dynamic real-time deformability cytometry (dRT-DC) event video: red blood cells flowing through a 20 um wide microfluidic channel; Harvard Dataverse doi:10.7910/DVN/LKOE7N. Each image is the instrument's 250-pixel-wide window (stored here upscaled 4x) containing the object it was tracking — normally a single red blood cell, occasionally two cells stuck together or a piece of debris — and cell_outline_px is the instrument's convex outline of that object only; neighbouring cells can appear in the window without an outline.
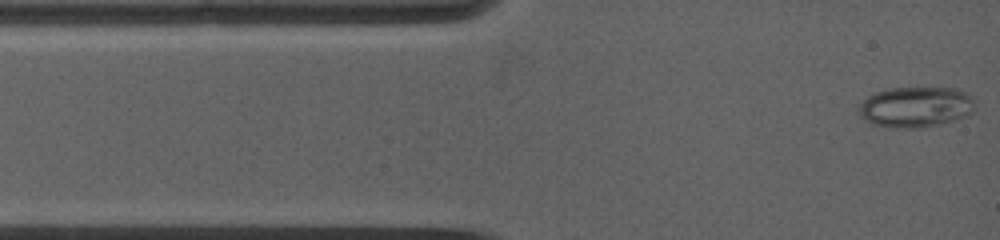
{"species": "common noctule bat (a hibernating species)", "species_latin": "Nyctalus noctula", "temperature_condition": "warm", "stored_images_in_passage": 24, "camera_frame_rate_fps": 5000, "um_per_image_px": 0.085, "animal": {"sex": "female", "body_mass_g": 19.0, "forearm_length_mm": 53.3}, "frame": {"image": 1, "passage_image": 1, "time_ms": 0.0, "image_size_px": [1000, 240], "cell_outline_px": [[976, 100], [972, 112], [968, 116], [940, 124], [916, 128], [888, 128], [872, 124], [864, 120], [860, 116], [860, 104], [868, 96], [876, 92], [888, 88], [956, 88], [972, 96]], "centroid_in_image_um": [77.85, 9.1], "position_along_channel_um": 7.2, "area_um2": 27.69}}
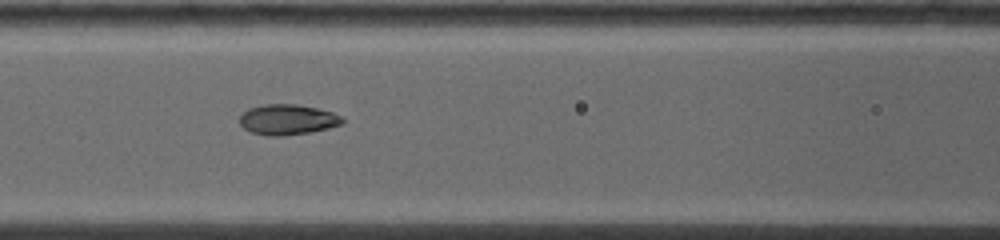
{"frame": {"image": 2, "passage_image": 18, "time_ms": 4.6, "image_size_px": [1000, 240], "cell_outline_px": [[344, 124], [328, 128], [308, 132], [284, 136], [268, 136], [252, 132], [244, 128], [240, 124], [240, 116], [248, 108], [264, 104], [296, 104], [316, 108], [332, 112], [340, 116], [344, 120]], "centroid_in_image_um": [24.44, 10.16], "position_along_channel_um": 142.2, "area_um2": 18.15}}
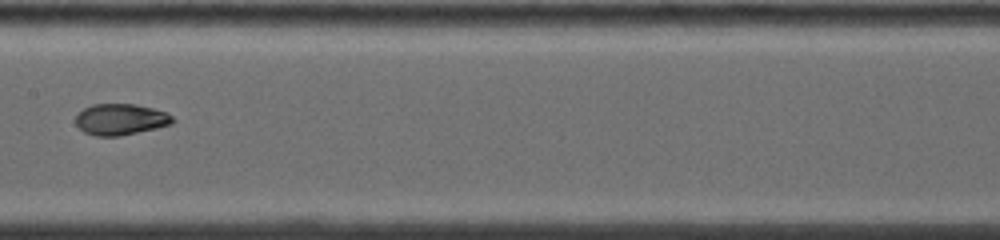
{"frame": {"image": 3, "passage_image": 23, "time_ms": 6.0, "image_size_px": [1000, 240], "cell_outline_px": [[176, 120], [172, 124], [156, 128], [120, 136], [96, 136], [84, 132], [76, 124], [76, 112], [92, 104], [136, 104], [152, 108], [164, 112], [172, 116]], "centroid_in_image_um": [10.23, 10.14], "position_along_channel_um": 197.2, "area_um2": 17.69}}